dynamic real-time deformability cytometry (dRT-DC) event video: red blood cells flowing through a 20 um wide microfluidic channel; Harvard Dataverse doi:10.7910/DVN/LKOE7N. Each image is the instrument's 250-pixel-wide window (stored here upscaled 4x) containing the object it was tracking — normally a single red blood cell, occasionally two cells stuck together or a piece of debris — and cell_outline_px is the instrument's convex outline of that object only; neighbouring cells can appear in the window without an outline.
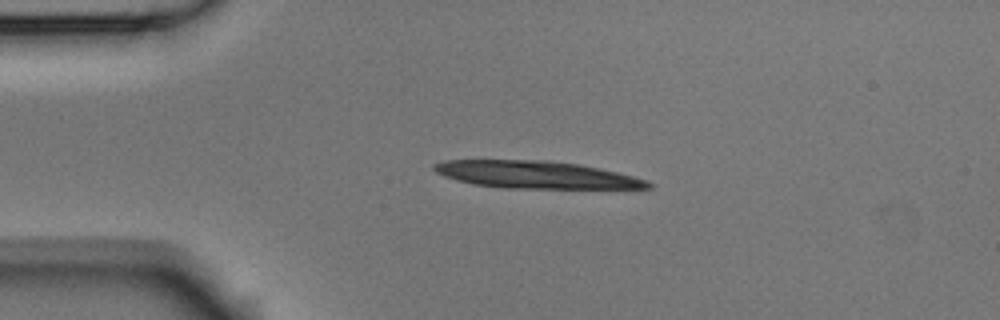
{"species": "Egyptian fruit bat (a non-hibernating species)", "species_latin": "Rousettus aegyptiacus", "temperature_condition": "room temperature", "stored_images_in_passage": 5, "camera_frame_rate_fps": 3000, "um_per_image_px": 0.085, "animal": {"sex": "male"}, "frame": {"image": 1, "passage_image": 3, "time_ms": 0.667, "image_size_px": [1000, 320], "cell_outline_px": [[652, 188], [504, 188], [472, 184], [456, 180], [444, 176], [436, 172], [432, 168], [432, 164], [444, 160], [548, 160], [580, 164], [600, 168], [648, 180], [652, 184]], "centroid_in_image_um": [45.52, 14.84], "position_along_channel_um": 39.5, "area_um2": 34.16}}